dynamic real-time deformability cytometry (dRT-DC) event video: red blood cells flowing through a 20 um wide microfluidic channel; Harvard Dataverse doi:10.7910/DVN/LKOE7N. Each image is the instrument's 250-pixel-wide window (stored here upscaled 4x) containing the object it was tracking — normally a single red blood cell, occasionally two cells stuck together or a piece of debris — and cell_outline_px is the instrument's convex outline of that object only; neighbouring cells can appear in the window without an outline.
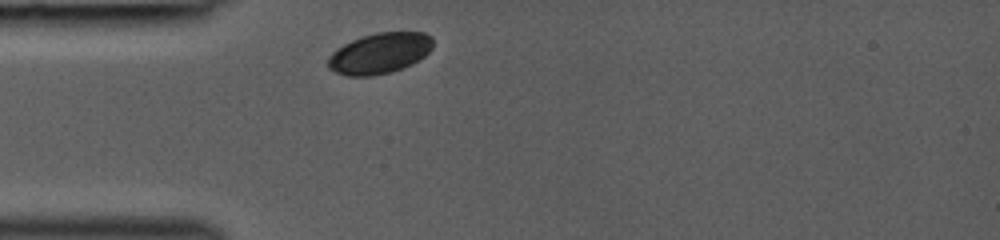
{"species": "common noctule bat (a hibernating species)", "species_latin": "Nyctalus noctula", "temperature_condition": "room temperature", "stored_images_in_passage": 27, "camera_frame_rate_fps": 3000, "um_per_image_px": 0.085, "animal": {"sex": "female", "body_mass_g": 19.0, "forearm_length_mm": 53.3}, "frame": {"image": 1, "passage_image": 1, "time_ms": 0.0, "image_size_px": [1000, 240], "cell_outline_px": [[432, 48], [424, 56], [412, 64], [392, 72], [372, 76], [348, 76], [336, 72], [328, 68], [328, 56], [332, 52], [344, 44], [352, 40], [364, 36], [380, 32], [424, 32], [432, 36]], "centroid_in_image_um": [32.27, 4.53], "position_along_channel_um": 52.7, "area_um2": 24.85}}
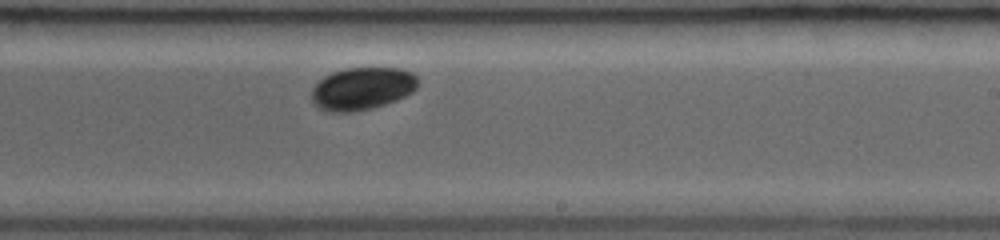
{"frame": {"image": 2, "passage_image": 16, "time_ms": 5.0, "image_size_px": [1000, 240], "cell_outline_px": [[420, 84], [412, 92], [396, 100], [372, 108], [352, 112], [328, 112], [316, 108], [312, 104], [312, 88], [324, 76], [332, 72], [344, 68], [400, 68], [412, 72], [420, 80]], "centroid_in_image_um": [30.78, 7.53], "position_along_channel_um": 258.2, "area_um2": 26.7}}
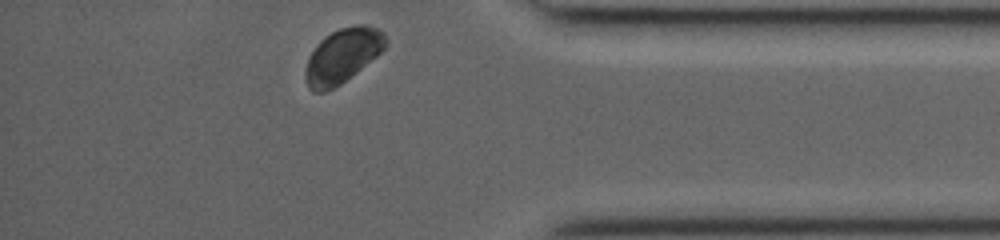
{"frame": {"image": 3, "passage_image": 27, "time_ms": 8.667, "image_size_px": [1000, 240], "cell_outline_px": [[388, 44], [376, 56], [356, 72], [340, 84], [324, 92], [312, 92], [308, 88], [304, 76], [304, 72], [308, 56], [320, 40], [324, 36], [340, 28], [360, 24], [364, 24], [376, 28], [388, 40]], "centroid_in_image_um": [29.07, 4.74], "position_along_channel_um": 406.1, "area_um2": 25.26}}